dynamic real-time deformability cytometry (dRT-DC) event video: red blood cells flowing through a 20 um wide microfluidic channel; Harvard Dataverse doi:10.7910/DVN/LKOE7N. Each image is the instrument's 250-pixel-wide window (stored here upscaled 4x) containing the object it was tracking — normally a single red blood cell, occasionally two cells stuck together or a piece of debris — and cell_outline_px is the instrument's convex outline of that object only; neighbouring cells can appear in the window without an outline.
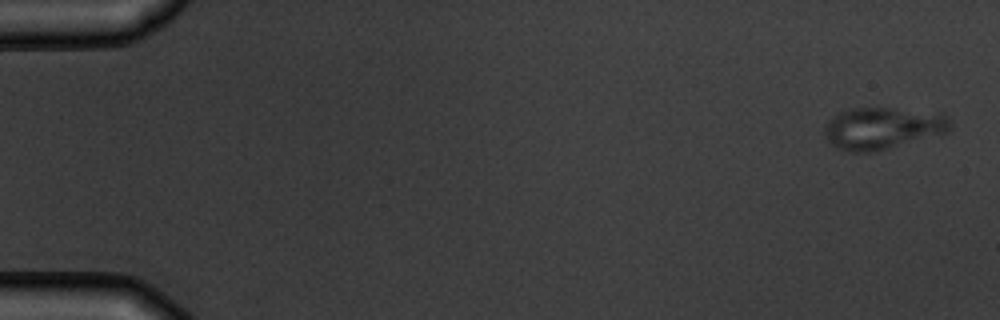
{"species": "common noctule bat (a hibernating species)", "species_latin": "Nyctalus noctula", "temperature_condition": "warm", "stored_images_in_passage": 6, "camera_frame_rate_fps": 3000, "um_per_image_px": 0.085, "animal": {"sex": "male", "body_mass_g": 19.5, "forearm_length_mm": 54.6}, "frame": {"image": 1, "passage_image": 1, "time_ms": 0.0, "image_size_px": [1000, 320], "cell_outline_px": [[952, 128], [948, 132], [872, 152], [852, 152], [840, 148], [832, 144], [824, 136], [824, 124], [832, 116], [840, 112], [852, 108], [892, 108], [940, 112], [948, 120]], "centroid_in_image_um": [74.99, 10.88], "position_along_channel_um": 10.0, "area_um2": 30.52}}